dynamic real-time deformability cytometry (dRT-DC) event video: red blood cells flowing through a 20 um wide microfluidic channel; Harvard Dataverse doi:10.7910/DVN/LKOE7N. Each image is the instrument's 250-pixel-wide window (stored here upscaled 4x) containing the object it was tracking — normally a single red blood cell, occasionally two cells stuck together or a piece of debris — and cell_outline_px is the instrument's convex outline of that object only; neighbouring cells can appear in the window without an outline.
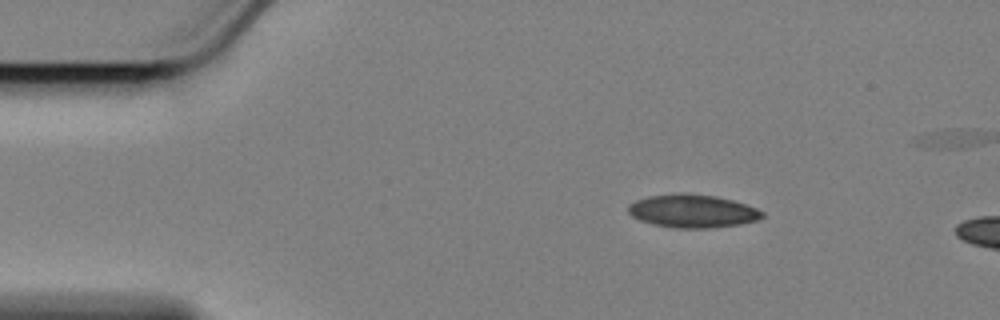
{"species": "Egyptian fruit bat (a non-hibernating species)", "species_latin": "Rousettus aegyptiacus", "temperature_condition": "cold", "stored_images_in_passage": 13, "camera_frame_rate_fps": 3000, "um_per_image_px": 0.085, "animal": {"sex": "female"}, "frame": {"image": 1, "passage_image": 8, "time_ms": 2.333, "image_size_px": [1000, 320], "cell_outline_px": [[764, 216], [756, 220], [740, 224], [708, 228], [676, 228], [656, 224], [640, 220], [632, 216], [628, 212], [628, 204], [636, 200], [648, 196], [716, 196], [732, 200], [756, 208], [764, 212]], "centroid_in_image_um": [58.88, 17.98], "position_along_channel_um": 26.1, "area_um2": 24.8}}